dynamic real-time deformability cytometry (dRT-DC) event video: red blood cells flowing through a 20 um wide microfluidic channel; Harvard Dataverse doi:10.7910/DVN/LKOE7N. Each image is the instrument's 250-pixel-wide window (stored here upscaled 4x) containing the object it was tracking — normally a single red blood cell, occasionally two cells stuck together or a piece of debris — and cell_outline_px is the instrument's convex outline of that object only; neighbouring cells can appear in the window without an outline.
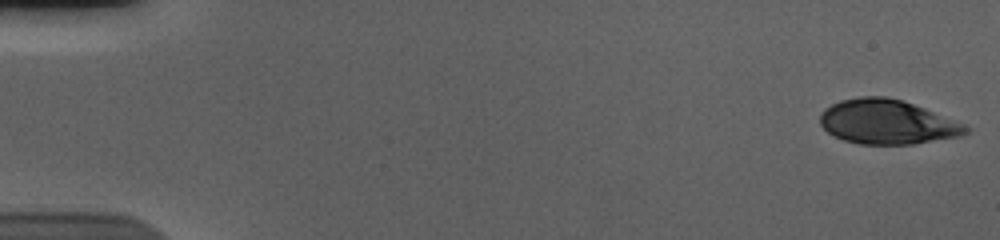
{"species": "human", "species_latin": "Homo sapiens", "temperature_condition": "cold", "stored_images_in_passage": 56, "camera_frame_rate_fps": 3000, "um_per_image_px": 0.085, "donor": {"sex": "male"}, "frame": {"image": 1, "passage_image": 1, "time_ms": 0.0, "image_size_px": [1000, 240], "cell_outline_px": [[972, 128], [968, 132], [960, 136], [912, 144], [860, 144], [844, 140], [828, 132], [820, 124], [820, 112], [824, 108], [840, 100], [860, 96], [884, 96], [900, 100], [924, 108]], "centroid_in_image_um": [75.37, 10.36], "position_along_channel_um": 9.6, "area_um2": 37.4}}
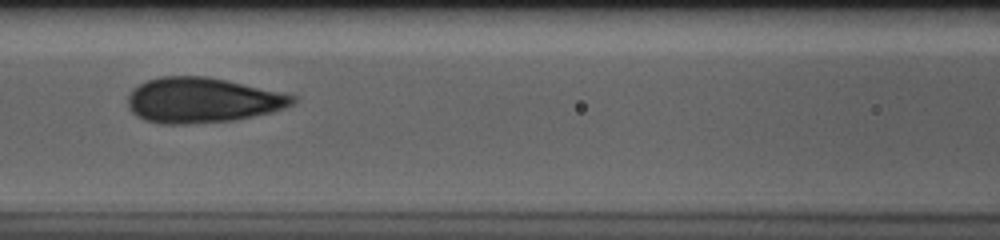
{"frame": {"image": 2, "passage_image": 25, "time_ms": 8.0, "image_size_px": [1000, 240], "cell_outline_px": [[300, 96], [292, 104], [284, 108], [272, 112], [232, 120], [184, 124], [160, 124], [144, 120], [136, 116], [128, 108], [128, 96], [132, 88], [148, 80], [160, 76], [208, 76]], "centroid_in_image_um": [17.18, 8.51], "position_along_channel_um": 149.4, "area_um2": 43.52}}
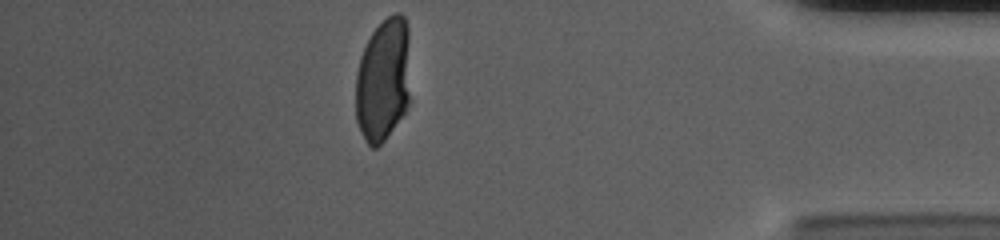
{"frame": {"image": 3, "passage_image": 49, "time_ms": 16.0, "image_size_px": [1000, 240], "cell_outline_px": [[408, 104], [404, 112], [384, 140], [376, 148], [372, 148], [364, 140], [360, 132], [356, 120], [356, 72], [360, 56], [372, 32], [388, 16], [396, 12], [400, 12], [404, 16], [408, 24]], "centroid_in_image_um": [32.54, 6.79], "position_along_channel_um": 402.7, "area_um2": 39.25}, "authors_computed_cell_mechanics": {"area_um2": 42.0784, "velocity_mm_per_s": 3.5896, "shape_relaxation_time_tau1_ms": 3.4847, "shape_relaxation_time_tau2_ms": 0.828, "deformation_change_tau1": 0.1222, "deformation_change_tau2": 0.0635}}